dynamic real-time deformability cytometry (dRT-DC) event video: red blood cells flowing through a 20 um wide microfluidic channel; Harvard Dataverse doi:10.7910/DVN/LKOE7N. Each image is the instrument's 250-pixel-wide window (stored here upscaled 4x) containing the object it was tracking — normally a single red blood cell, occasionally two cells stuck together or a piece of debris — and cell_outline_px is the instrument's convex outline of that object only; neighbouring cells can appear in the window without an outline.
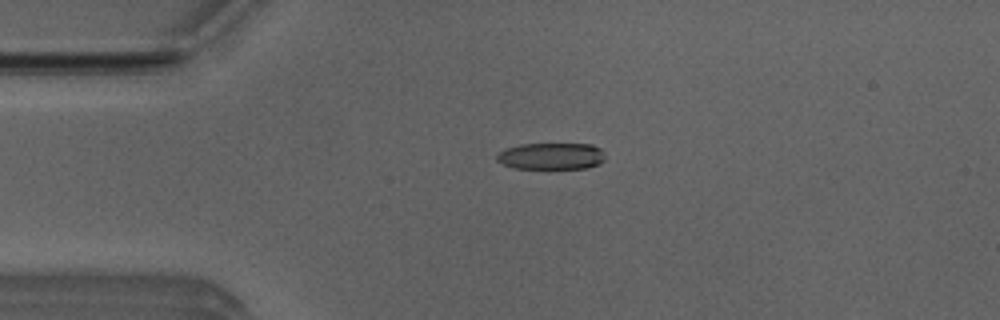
{"species": "Egyptian fruit bat (a non-hibernating species)", "species_latin": "Rousettus aegyptiacus", "temperature_condition": "room temperature", "stored_images_in_passage": 5, "camera_frame_rate_fps": 3000, "um_per_image_px": 0.085, "animal": {"sex": "male"}, "frame": {"image": 1, "passage_image": 3, "time_ms": 0.667, "image_size_px": [1000, 320], "cell_outline_px": [[604, 160], [600, 164], [584, 168], [512, 168], [496, 160], [496, 156], [500, 152], [508, 148], [520, 144], [592, 144], [600, 148], [604, 152]], "centroid_in_image_um": [46.88, 13.27], "position_along_channel_um": 38.1, "area_um2": 16.76}}